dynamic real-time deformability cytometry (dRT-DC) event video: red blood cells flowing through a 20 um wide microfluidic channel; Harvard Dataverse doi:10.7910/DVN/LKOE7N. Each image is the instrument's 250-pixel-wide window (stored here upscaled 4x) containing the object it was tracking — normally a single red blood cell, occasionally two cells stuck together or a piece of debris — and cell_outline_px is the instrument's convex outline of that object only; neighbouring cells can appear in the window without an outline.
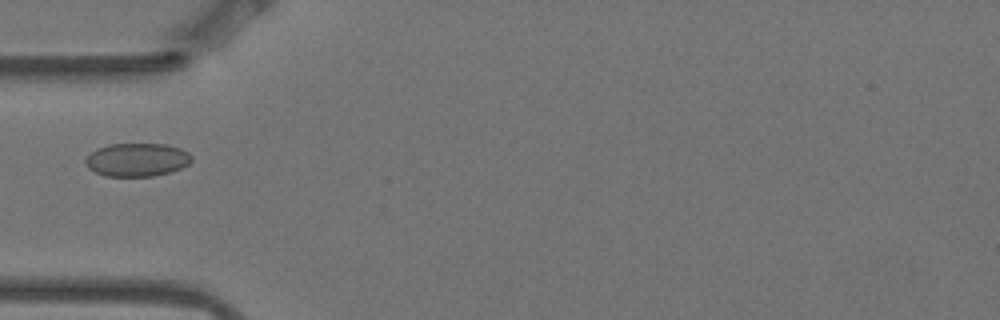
{"species": "Egyptian fruit bat (a non-hibernating species)", "species_latin": "Rousettus aegyptiacus", "temperature_condition": "warm", "stored_images_in_passage": 2, "camera_frame_rate_fps": 3000, "um_per_image_px": 0.085, "animal": {"sex": "female"}, "frame": {"image": 1, "passage_image": 2, "time_ms": 0.333, "image_size_px": [1000, 320], "cell_outline_px": [[192, 160], [188, 164], [180, 168], [168, 172], [152, 176], [104, 176], [88, 168], [84, 160], [96, 148], [108, 144], [164, 144], [180, 148], [188, 152], [192, 156]], "centroid_in_image_um": [11.63, 13.57], "position_along_channel_um": 73.4, "area_um2": 20.52}}